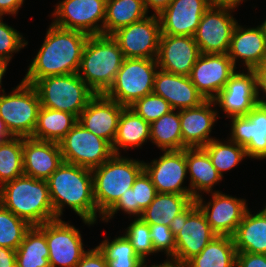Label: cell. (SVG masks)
I'll use <instances>...</instances> for the list:
<instances>
[{"label": "cell", "mask_w": 266, "mask_h": 267, "mask_svg": "<svg viewBox=\"0 0 266 267\" xmlns=\"http://www.w3.org/2000/svg\"><path fill=\"white\" fill-rule=\"evenodd\" d=\"M88 37L83 32L63 29L51 23L22 81L33 85L45 77L77 73Z\"/></svg>", "instance_id": "cell-1"}, {"label": "cell", "mask_w": 266, "mask_h": 267, "mask_svg": "<svg viewBox=\"0 0 266 267\" xmlns=\"http://www.w3.org/2000/svg\"><path fill=\"white\" fill-rule=\"evenodd\" d=\"M46 182L56 219H61L66 205L88 226L95 224L98 216L91 169L62 162Z\"/></svg>", "instance_id": "cell-2"}, {"label": "cell", "mask_w": 266, "mask_h": 267, "mask_svg": "<svg viewBox=\"0 0 266 267\" xmlns=\"http://www.w3.org/2000/svg\"><path fill=\"white\" fill-rule=\"evenodd\" d=\"M0 204L30 226L56 220L46 180L22 175L0 186Z\"/></svg>", "instance_id": "cell-3"}, {"label": "cell", "mask_w": 266, "mask_h": 267, "mask_svg": "<svg viewBox=\"0 0 266 267\" xmlns=\"http://www.w3.org/2000/svg\"><path fill=\"white\" fill-rule=\"evenodd\" d=\"M124 59L118 42L111 35L89 36L77 74L95 94H105Z\"/></svg>", "instance_id": "cell-4"}, {"label": "cell", "mask_w": 266, "mask_h": 267, "mask_svg": "<svg viewBox=\"0 0 266 267\" xmlns=\"http://www.w3.org/2000/svg\"><path fill=\"white\" fill-rule=\"evenodd\" d=\"M144 170V161L113 155L102 165L92 169L94 200L98 215L102 216L119 200Z\"/></svg>", "instance_id": "cell-5"}, {"label": "cell", "mask_w": 266, "mask_h": 267, "mask_svg": "<svg viewBox=\"0 0 266 267\" xmlns=\"http://www.w3.org/2000/svg\"><path fill=\"white\" fill-rule=\"evenodd\" d=\"M33 86L42 107L65 111L77 118L96 95L77 73L45 77Z\"/></svg>", "instance_id": "cell-6"}, {"label": "cell", "mask_w": 266, "mask_h": 267, "mask_svg": "<svg viewBox=\"0 0 266 267\" xmlns=\"http://www.w3.org/2000/svg\"><path fill=\"white\" fill-rule=\"evenodd\" d=\"M169 228L175 235V253L169 260L176 263H186L217 236L195 200L172 219Z\"/></svg>", "instance_id": "cell-7"}, {"label": "cell", "mask_w": 266, "mask_h": 267, "mask_svg": "<svg viewBox=\"0 0 266 267\" xmlns=\"http://www.w3.org/2000/svg\"><path fill=\"white\" fill-rule=\"evenodd\" d=\"M0 94V117L13 137H32L41 107L39 95L31 84L20 82L12 92Z\"/></svg>", "instance_id": "cell-8"}, {"label": "cell", "mask_w": 266, "mask_h": 267, "mask_svg": "<svg viewBox=\"0 0 266 267\" xmlns=\"http://www.w3.org/2000/svg\"><path fill=\"white\" fill-rule=\"evenodd\" d=\"M158 69L156 59L125 58L113 84L104 95L129 107L136 100L152 93Z\"/></svg>", "instance_id": "cell-9"}, {"label": "cell", "mask_w": 266, "mask_h": 267, "mask_svg": "<svg viewBox=\"0 0 266 267\" xmlns=\"http://www.w3.org/2000/svg\"><path fill=\"white\" fill-rule=\"evenodd\" d=\"M63 162L94 169L113 155L112 145L79 122L58 142Z\"/></svg>", "instance_id": "cell-10"}, {"label": "cell", "mask_w": 266, "mask_h": 267, "mask_svg": "<svg viewBox=\"0 0 266 267\" xmlns=\"http://www.w3.org/2000/svg\"><path fill=\"white\" fill-rule=\"evenodd\" d=\"M236 7L212 4L200 19L194 40L201 54H227L237 20L231 12Z\"/></svg>", "instance_id": "cell-11"}, {"label": "cell", "mask_w": 266, "mask_h": 267, "mask_svg": "<svg viewBox=\"0 0 266 267\" xmlns=\"http://www.w3.org/2000/svg\"><path fill=\"white\" fill-rule=\"evenodd\" d=\"M106 2L107 0H62L55 6L52 23L89 36L103 35Z\"/></svg>", "instance_id": "cell-12"}, {"label": "cell", "mask_w": 266, "mask_h": 267, "mask_svg": "<svg viewBox=\"0 0 266 267\" xmlns=\"http://www.w3.org/2000/svg\"><path fill=\"white\" fill-rule=\"evenodd\" d=\"M111 36L118 42L125 58L156 59L161 36L159 16H147L118 29Z\"/></svg>", "instance_id": "cell-13"}, {"label": "cell", "mask_w": 266, "mask_h": 267, "mask_svg": "<svg viewBox=\"0 0 266 267\" xmlns=\"http://www.w3.org/2000/svg\"><path fill=\"white\" fill-rule=\"evenodd\" d=\"M50 267H76L87 252L79 229L61 219L45 223Z\"/></svg>", "instance_id": "cell-14"}, {"label": "cell", "mask_w": 266, "mask_h": 267, "mask_svg": "<svg viewBox=\"0 0 266 267\" xmlns=\"http://www.w3.org/2000/svg\"><path fill=\"white\" fill-rule=\"evenodd\" d=\"M211 195L212 200L207 203L203 201L202 195L196 198L197 206L217 236L232 237L248 209V204L245 199H238L218 190Z\"/></svg>", "instance_id": "cell-15"}, {"label": "cell", "mask_w": 266, "mask_h": 267, "mask_svg": "<svg viewBox=\"0 0 266 267\" xmlns=\"http://www.w3.org/2000/svg\"><path fill=\"white\" fill-rule=\"evenodd\" d=\"M144 170L150 176L157 193L192 195L188 187L182 186L187 178L186 148L164 151L159 159L144 162Z\"/></svg>", "instance_id": "cell-16"}, {"label": "cell", "mask_w": 266, "mask_h": 267, "mask_svg": "<svg viewBox=\"0 0 266 267\" xmlns=\"http://www.w3.org/2000/svg\"><path fill=\"white\" fill-rule=\"evenodd\" d=\"M235 71L225 87L213 99L215 105L226 113L227 118L246 116L258 103L256 73Z\"/></svg>", "instance_id": "cell-17"}, {"label": "cell", "mask_w": 266, "mask_h": 267, "mask_svg": "<svg viewBox=\"0 0 266 267\" xmlns=\"http://www.w3.org/2000/svg\"><path fill=\"white\" fill-rule=\"evenodd\" d=\"M228 54H201L189 78L205 100H213L236 71Z\"/></svg>", "instance_id": "cell-18"}, {"label": "cell", "mask_w": 266, "mask_h": 267, "mask_svg": "<svg viewBox=\"0 0 266 267\" xmlns=\"http://www.w3.org/2000/svg\"><path fill=\"white\" fill-rule=\"evenodd\" d=\"M230 119V140L243 146L247 157L266 159V107L258 103L246 116Z\"/></svg>", "instance_id": "cell-19"}, {"label": "cell", "mask_w": 266, "mask_h": 267, "mask_svg": "<svg viewBox=\"0 0 266 267\" xmlns=\"http://www.w3.org/2000/svg\"><path fill=\"white\" fill-rule=\"evenodd\" d=\"M200 55L193 36L161 34L156 58L159 69L189 76Z\"/></svg>", "instance_id": "cell-20"}, {"label": "cell", "mask_w": 266, "mask_h": 267, "mask_svg": "<svg viewBox=\"0 0 266 267\" xmlns=\"http://www.w3.org/2000/svg\"><path fill=\"white\" fill-rule=\"evenodd\" d=\"M209 0H172L158 15L161 34L194 36Z\"/></svg>", "instance_id": "cell-21"}, {"label": "cell", "mask_w": 266, "mask_h": 267, "mask_svg": "<svg viewBox=\"0 0 266 267\" xmlns=\"http://www.w3.org/2000/svg\"><path fill=\"white\" fill-rule=\"evenodd\" d=\"M125 106L96 94L81 112L78 122L88 131L113 144L120 114Z\"/></svg>", "instance_id": "cell-22"}, {"label": "cell", "mask_w": 266, "mask_h": 267, "mask_svg": "<svg viewBox=\"0 0 266 267\" xmlns=\"http://www.w3.org/2000/svg\"><path fill=\"white\" fill-rule=\"evenodd\" d=\"M213 100H205L199 106L180 110L182 141L188 148L203 147L215 138L210 137L219 111Z\"/></svg>", "instance_id": "cell-23"}, {"label": "cell", "mask_w": 266, "mask_h": 267, "mask_svg": "<svg viewBox=\"0 0 266 267\" xmlns=\"http://www.w3.org/2000/svg\"><path fill=\"white\" fill-rule=\"evenodd\" d=\"M152 93L163 97L174 110L194 108L205 101L189 76L177 75L161 69L157 70Z\"/></svg>", "instance_id": "cell-24"}, {"label": "cell", "mask_w": 266, "mask_h": 267, "mask_svg": "<svg viewBox=\"0 0 266 267\" xmlns=\"http://www.w3.org/2000/svg\"><path fill=\"white\" fill-rule=\"evenodd\" d=\"M62 162V153L57 142L23 138L24 175L47 180Z\"/></svg>", "instance_id": "cell-25"}, {"label": "cell", "mask_w": 266, "mask_h": 267, "mask_svg": "<svg viewBox=\"0 0 266 267\" xmlns=\"http://www.w3.org/2000/svg\"><path fill=\"white\" fill-rule=\"evenodd\" d=\"M227 54L235 68L237 58L242 59L247 70L258 68L266 59V35L263 27L259 25L256 28H243L237 23Z\"/></svg>", "instance_id": "cell-26"}, {"label": "cell", "mask_w": 266, "mask_h": 267, "mask_svg": "<svg viewBox=\"0 0 266 267\" xmlns=\"http://www.w3.org/2000/svg\"><path fill=\"white\" fill-rule=\"evenodd\" d=\"M187 173H189V188L192 198L203 193H212L214 185L222 181V176L213 166L208 153L202 147L186 148Z\"/></svg>", "instance_id": "cell-27"}, {"label": "cell", "mask_w": 266, "mask_h": 267, "mask_svg": "<svg viewBox=\"0 0 266 267\" xmlns=\"http://www.w3.org/2000/svg\"><path fill=\"white\" fill-rule=\"evenodd\" d=\"M157 194V190L152 183L150 176L143 170L132 188L127 189L125 194L102 216V221L108 222L118 211L130 216L140 217L142 212L149 206Z\"/></svg>", "instance_id": "cell-28"}, {"label": "cell", "mask_w": 266, "mask_h": 267, "mask_svg": "<svg viewBox=\"0 0 266 267\" xmlns=\"http://www.w3.org/2000/svg\"><path fill=\"white\" fill-rule=\"evenodd\" d=\"M246 210L232 238L237 252L266 254V215Z\"/></svg>", "instance_id": "cell-29"}, {"label": "cell", "mask_w": 266, "mask_h": 267, "mask_svg": "<svg viewBox=\"0 0 266 267\" xmlns=\"http://www.w3.org/2000/svg\"><path fill=\"white\" fill-rule=\"evenodd\" d=\"M150 140V123L140 117L130 107H124L119 120L112 149L115 155H120L121 149L141 147Z\"/></svg>", "instance_id": "cell-30"}, {"label": "cell", "mask_w": 266, "mask_h": 267, "mask_svg": "<svg viewBox=\"0 0 266 267\" xmlns=\"http://www.w3.org/2000/svg\"><path fill=\"white\" fill-rule=\"evenodd\" d=\"M45 223L31 226L16 249V267H50Z\"/></svg>", "instance_id": "cell-31"}, {"label": "cell", "mask_w": 266, "mask_h": 267, "mask_svg": "<svg viewBox=\"0 0 266 267\" xmlns=\"http://www.w3.org/2000/svg\"><path fill=\"white\" fill-rule=\"evenodd\" d=\"M144 0H107L103 35H112L118 29L148 16Z\"/></svg>", "instance_id": "cell-32"}, {"label": "cell", "mask_w": 266, "mask_h": 267, "mask_svg": "<svg viewBox=\"0 0 266 267\" xmlns=\"http://www.w3.org/2000/svg\"><path fill=\"white\" fill-rule=\"evenodd\" d=\"M194 199L192 195L157 193L153 201L142 212L140 218L147 224H161L167 227Z\"/></svg>", "instance_id": "cell-33"}, {"label": "cell", "mask_w": 266, "mask_h": 267, "mask_svg": "<svg viewBox=\"0 0 266 267\" xmlns=\"http://www.w3.org/2000/svg\"><path fill=\"white\" fill-rule=\"evenodd\" d=\"M236 248L230 236H215L203 250L189 259L188 267H236Z\"/></svg>", "instance_id": "cell-34"}, {"label": "cell", "mask_w": 266, "mask_h": 267, "mask_svg": "<svg viewBox=\"0 0 266 267\" xmlns=\"http://www.w3.org/2000/svg\"><path fill=\"white\" fill-rule=\"evenodd\" d=\"M78 122V118L65 111L40 107L35 131L31 138L59 142Z\"/></svg>", "instance_id": "cell-35"}, {"label": "cell", "mask_w": 266, "mask_h": 267, "mask_svg": "<svg viewBox=\"0 0 266 267\" xmlns=\"http://www.w3.org/2000/svg\"><path fill=\"white\" fill-rule=\"evenodd\" d=\"M150 141L164 151L188 148L182 141L180 110H171L150 123Z\"/></svg>", "instance_id": "cell-36"}, {"label": "cell", "mask_w": 266, "mask_h": 267, "mask_svg": "<svg viewBox=\"0 0 266 267\" xmlns=\"http://www.w3.org/2000/svg\"><path fill=\"white\" fill-rule=\"evenodd\" d=\"M96 247L104 255L107 267H147L124 235L111 241L106 238Z\"/></svg>", "instance_id": "cell-37"}, {"label": "cell", "mask_w": 266, "mask_h": 267, "mask_svg": "<svg viewBox=\"0 0 266 267\" xmlns=\"http://www.w3.org/2000/svg\"><path fill=\"white\" fill-rule=\"evenodd\" d=\"M202 148L208 153L213 166L222 178L223 172L234 168L247 157L245 148L230 139L224 143L214 139Z\"/></svg>", "instance_id": "cell-38"}, {"label": "cell", "mask_w": 266, "mask_h": 267, "mask_svg": "<svg viewBox=\"0 0 266 267\" xmlns=\"http://www.w3.org/2000/svg\"><path fill=\"white\" fill-rule=\"evenodd\" d=\"M23 173V137H12L0 144V185Z\"/></svg>", "instance_id": "cell-39"}, {"label": "cell", "mask_w": 266, "mask_h": 267, "mask_svg": "<svg viewBox=\"0 0 266 267\" xmlns=\"http://www.w3.org/2000/svg\"><path fill=\"white\" fill-rule=\"evenodd\" d=\"M31 226L0 204V247L16 250Z\"/></svg>", "instance_id": "cell-40"}, {"label": "cell", "mask_w": 266, "mask_h": 267, "mask_svg": "<svg viewBox=\"0 0 266 267\" xmlns=\"http://www.w3.org/2000/svg\"><path fill=\"white\" fill-rule=\"evenodd\" d=\"M123 235L131 243L136 254L144 262H146V257L148 255L157 253L152 244L149 224L140 217L134 218V221L126 228L125 234Z\"/></svg>", "instance_id": "cell-41"}, {"label": "cell", "mask_w": 266, "mask_h": 267, "mask_svg": "<svg viewBox=\"0 0 266 267\" xmlns=\"http://www.w3.org/2000/svg\"><path fill=\"white\" fill-rule=\"evenodd\" d=\"M145 121L151 123L173 110L170 104L154 93L145 95L129 106Z\"/></svg>", "instance_id": "cell-42"}, {"label": "cell", "mask_w": 266, "mask_h": 267, "mask_svg": "<svg viewBox=\"0 0 266 267\" xmlns=\"http://www.w3.org/2000/svg\"><path fill=\"white\" fill-rule=\"evenodd\" d=\"M2 19L0 16V59L9 63L13 53L24 48L28 41H25L19 31L4 23Z\"/></svg>", "instance_id": "cell-43"}, {"label": "cell", "mask_w": 266, "mask_h": 267, "mask_svg": "<svg viewBox=\"0 0 266 267\" xmlns=\"http://www.w3.org/2000/svg\"><path fill=\"white\" fill-rule=\"evenodd\" d=\"M149 228L154 250L157 253L165 251L166 260L172 258L175 253V235L170 228L164 224H149Z\"/></svg>", "instance_id": "cell-44"}, {"label": "cell", "mask_w": 266, "mask_h": 267, "mask_svg": "<svg viewBox=\"0 0 266 267\" xmlns=\"http://www.w3.org/2000/svg\"><path fill=\"white\" fill-rule=\"evenodd\" d=\"M236 267H266V254L237 252Z\"/></svg>", "instance_id": "cell-45"}, {"label": "cell", "mask_w": 266, "mask_h": 267, "mask_svg": "<svg viewBox=\"0 0 266 267\" xmlns=\"http://www.w3.org/2000/svg\"><path fill=\"white\" fill-rule=\"evenodd\" d=\"M76 267H107V262L101 251L95 247L82 256Z\"/></svg>", "instance_id": "cell-46"}, {"label": "cell", "mask_w": 266, "mask_h": 267, "mask_svg": "<svg viewBox=\"0 0 266 267\" xmlns=\"http://www.w3.org/2000/svg\"><path fill=\"white\" fill-rule=\"evenodd\" d=\"M24 0H0V16L15 15L23 5Z\"/></svg>", "instance_id": "cell-47"}, {"label": "cell", "mask_w": 266, "mask_h": 267, "mask_svg": "<svg viewBox=\"0 0 266 267\" xmlns=\"http://www.w3.org/2000/svg\"><path fill=\"white\" fill-rule=\"evenodd\" d=\"M0 267H16V250L0 247Z\"/></svg>", "instance_id": "cell-48"}, {"label": "cell", "mask_w": 266, "mask_h": 267, "mask_svg": "<svg viewBox=\"0 0 266 267\" xmlns=\"http://www.w3.org/2000/svg\"><path fill=\"white\" fill-rule=\"evenodd\" d=\"M172 0H144L145 7L149 12V8H152L155 15H159Z\"/></svg>", "instance_id": "cell-49"}, {"label": "cell", "mask_w": 266, "mask_h": 267, "mask_svg": "<svg viewBox=\"0 0 266 267\" xmlns=\"http://www.w3.org/2000/svg\"><path fill=\"white\" fill-rule=\"evenodd\" d=\"M254 71L256 73L257 88H266V59Z\"/></svg>", "instance_id": "cell-50"}, {"label": "cell", "mask_w": 266, "mask_h": 267, "mask_svg": "<svg viewBox=\"0 0 266 267\" xmlns=\"http://www.w3.org/2000/svg\"><path fill=\"white\" fill-rule=\"evenodd\" d=\"M13 136L9 133L4 120L0 117V144L7 139L12 138Z\"/></svg>", "instance_id": "cell-51"}, {"label": "cell", "mask_w": 266, "mask_h": 267, "mask_svg": "<svg viewBox=\"0 0 266 267\" xmlns=\"http://www.w3.org/2000/svg\"><path fill=\"white\" fill-rule=\"evenodd\" d=\"M243 0H209L211 4L230 5L238 7Z\"/></svg>", "instance_id": "cell-52"}, {"label": "cell", "mask_w": 266, "mask_h": 267, "mask_svg": "<svg viewBox=\"0 0 266 267\" xmlns=\"http://www.w3.org/2000/svg\"><path fill=\"white\" fill-rule=\"evenodd\" d=\"M150 267H188L185 263H176L170 260H165L163 263L161 264H155Z\"/></svg>", "instance_id": "cell-53"}, {"label": "cell", "mask_w": 266, "mask_h": 267, "mask_svg": "<svg viewBox=\"0 0 266 267\" xmlns=\"http://www.w3.org/2000/svg\"><path fill=\"white\" fill-rule=\"evenodd\" d=\"M8 64H9L8 62L0 59V88L2 86V78L6 73Z\"/></svg>", "instance_id": "cell-54"}, {"label": "cell", "mask_w": 266, "mask_h": 267, "mask_svg": "<svg viewBox=\"0 0 266 267\" xmlns=\"http://www.w3.org/2000/svg\"><path fill=\"white\" fill-rule=\"evenodd\" d=\"M261 89V90H260ZM259 91H262L263 92V97L260 98V92ZM265 94V95H264ZM257 98H258V101L259 103L263 104L265 107H266V88H257Z\"/></svg>", "instance_id": "cell-55"}, {"label": "cell", "mask_w": 266, "mask_h": 267, "mask_svg": "<svg viewBox=\"0 0 266 267\" xmlns=\"http://www.w3.org/2000/svg\"><path fill=\"white\" fill-rule=\"evenodd\" d=\"M261 26L264 29L265 35H266V19L264 20V22L261 24Z\"/></svg>", "instance_id": "cell-56"}, {"label": "cell", "mask_w": 266, "mask_h": 267, "mask_svg": "<svg viewBox=\"0 0 266 267\" xmlns=\"http://www.w3.org/2000/svg\"><path fill=\"white\" fill-rule=\"evenodd\" d=\"M262 211L265 213V215H266V206H265V208H262Z\"/></svg>", "instance_id": "cell-57"}]
</instances>
